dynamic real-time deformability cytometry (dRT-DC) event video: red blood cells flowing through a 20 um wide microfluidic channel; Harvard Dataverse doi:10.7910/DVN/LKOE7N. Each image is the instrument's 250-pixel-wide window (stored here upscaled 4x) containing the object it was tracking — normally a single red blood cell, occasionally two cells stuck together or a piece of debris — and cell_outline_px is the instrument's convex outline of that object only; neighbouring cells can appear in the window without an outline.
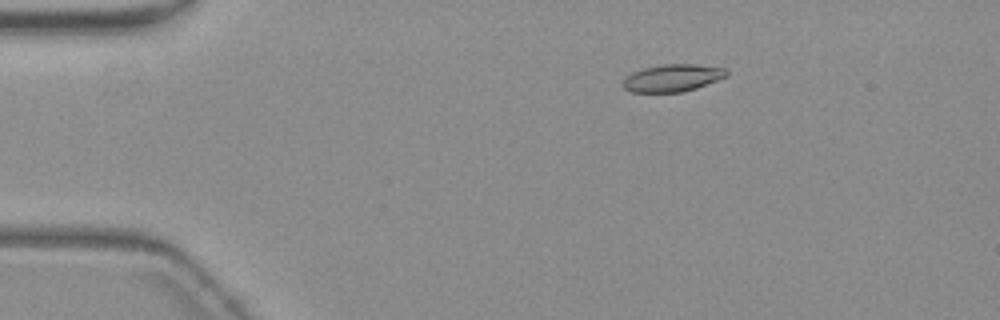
{"species": "common noctule bat (a hibernating species)", "species_latin": "Nyctalus noctula", "temperature_condition": "warm", "stored_images_in_passage": 55, "camera_frame_rate_fps": 3000, "um_per_image_px": 0.085, "animal": {"sex": "female", "body_mass_g": 19.3, "forearm_length_mm": 54.1}, "frame": {"image": 1, "passage_image": 9, "time_ms": 2.667, "image_size_px": [1000, 320], "cell_outline_px": [[728, 76], [696, 88], [680, 92], [632, 92], [624, 88], [620, 84], [632, 72], [644, 68], [664, 64], [692, 64], [724, 68], [728, 72]], "centroid_in_image_um": [57.15, 6.63], "position_along_channel_um": 27.8, "area_um2": 16.36}}
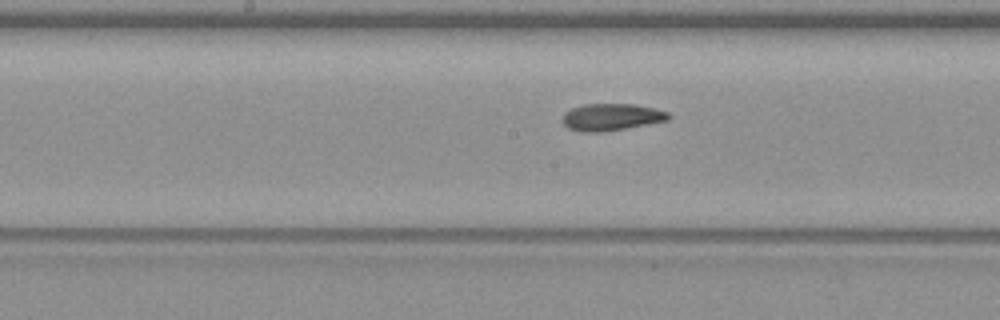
{"frame": {"image": 2, "passage_image": 28, "time_ms": 9.0, "image_size_px": [1000, 320], "cell_outline_px": [[672, 116], [668, 120], [604, 132], [580, 132], [568, 128], [560, 120], [564, 112], [572, 108], [584, 104], [636, 104], [668, 112]], "centroid_in_image_um": [51.92, 9.95], "position_along_channel_um": 196.3, "area_um2": 16.76}}
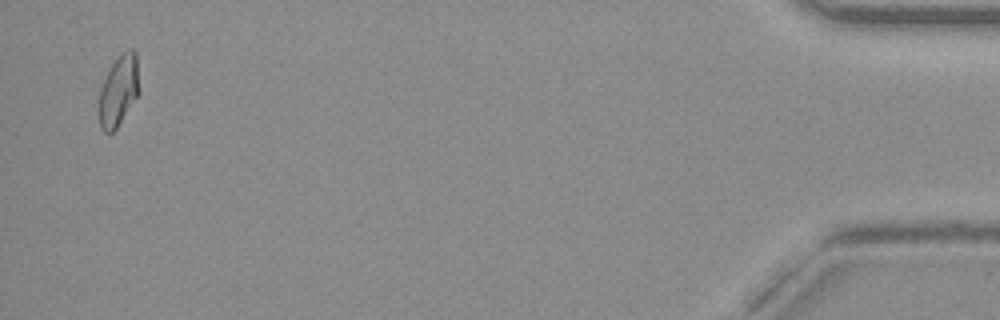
{"frame": {"image": 3, "passage_image": 54, "time_ms": 17.667, "image_size_px": [1000, 320], "cell_outline_px": [[140, 92], [116, 128], [112, 132], [104, 132], [100, 128], [100, 88], [112, 64], [128, 48], [132, 48], [136, 52]], "centroid_in_image_um": [10.11, 7.69], "position_along_channel_um": 425.1, "area_um2": 16.24}, "authors_computed_cell_mechanics": {"area_um2": 16.762, "velocity_mm_per_s": 3.6811, "shape_relaxation_time_tau1_ms": null, "shape_relaxation_time_tau2_ms": 2.4461, "deformation_change_tau1": null, "deformation_change_tau2": 0.097}}